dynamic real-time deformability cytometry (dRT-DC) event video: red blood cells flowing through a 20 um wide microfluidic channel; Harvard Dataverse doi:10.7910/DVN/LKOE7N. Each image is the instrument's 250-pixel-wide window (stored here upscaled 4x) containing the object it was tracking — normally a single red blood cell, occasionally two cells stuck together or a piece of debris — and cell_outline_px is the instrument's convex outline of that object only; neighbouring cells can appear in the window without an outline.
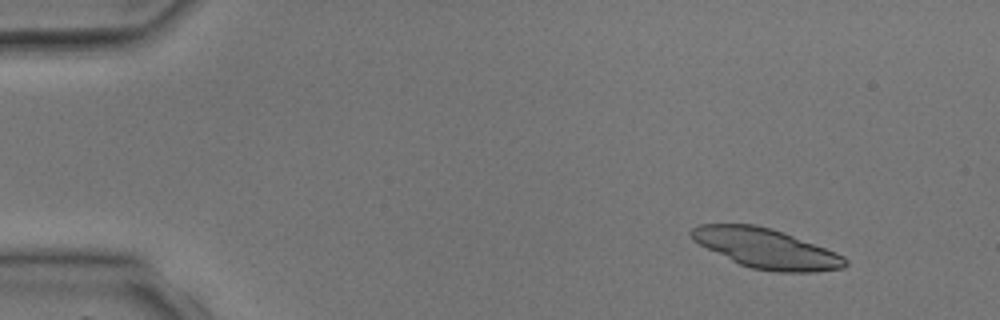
{"species": "common noctule bat (a hibernating species)", "species_latin": "Nyctalus noctula", "temperature_condition": "room temperature", "stored_images_in_passage": 5, "camera_frame_rate_fps": 3000, "um_per_image_px": 0.085, "animal": {"sex": "male", "body_mass_g": 17.9, "forearm_length_mm": 54.2}, "frame": {"image": 1, "passage_image": 2, "time_ms": 1.333, "image_size_px": [1000, 320], "cell_outline_px": [[848, 264], [844, 268], [816, 272], [776, 272], [752, 268], [740, 264], [692, 240], [688, 232], [692, 228], [700, 224], [756, 224], [772, 228], [784, 232], [836, 252], [844, 256], [848, 260]], "centroid_in_image_um": [65.16, 21.11], "position_along_channel_um": 19.8, "area_um2": 35.55}}